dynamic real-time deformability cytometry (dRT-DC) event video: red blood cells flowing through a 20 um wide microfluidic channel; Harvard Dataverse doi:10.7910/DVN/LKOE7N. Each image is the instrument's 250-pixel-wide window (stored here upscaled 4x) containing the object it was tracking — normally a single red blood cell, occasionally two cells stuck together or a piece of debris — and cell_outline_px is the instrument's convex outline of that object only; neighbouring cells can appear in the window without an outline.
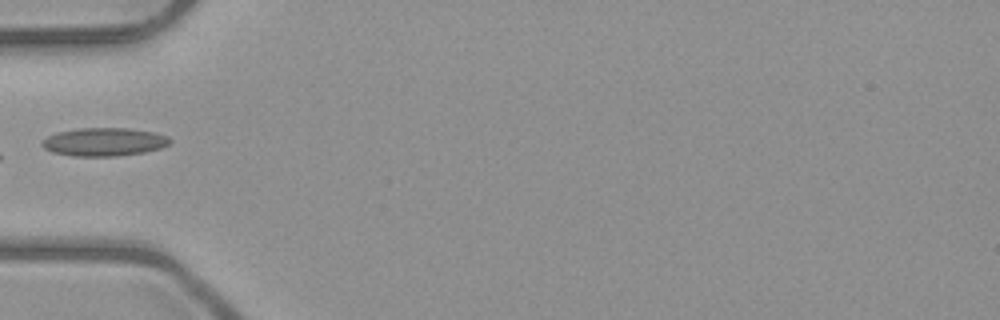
{"species": "common noctule bat (a hibernating species)", "species_latin": "Nyctalus noctula", "temperature_condition": "room temperature", "stored_images_in_passage": 6, "camera_frame_rate_fps": 3000, "um_per_image_px": 0.085, "animal": {"sex": "male", "body_mass_g": 23.1, "forearm_length_mm": 52.7}, "frame": {"image": 1, "passage_image": 6, "time_ms": 6.0, "image_size_px": [1000, 320], "cell_outline_px": [[172, 140], [168, 144], [160, 148], [144, 152], [116, 156], [72, 156], [52, 152], [44, 148], [40, 144], [48, 136], [56, 132], [80, 128], [128, 128], [156, 132], [168, 136]], "centroid_in_image_um": [8.85, 12.05], "position_along_channel_um": 76.1, "area_um2": 21.1}}